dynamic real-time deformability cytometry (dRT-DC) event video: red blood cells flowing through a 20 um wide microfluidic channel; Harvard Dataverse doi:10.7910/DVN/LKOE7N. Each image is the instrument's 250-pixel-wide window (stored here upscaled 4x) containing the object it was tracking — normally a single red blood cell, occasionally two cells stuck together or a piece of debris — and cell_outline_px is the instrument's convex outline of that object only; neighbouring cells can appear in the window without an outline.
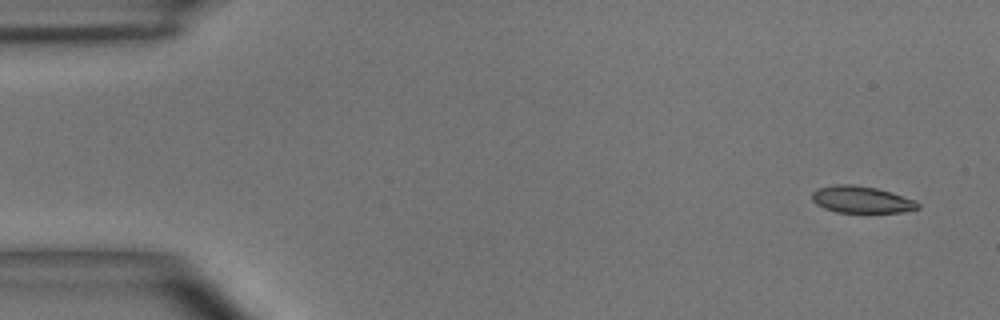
{"species": "common noctule bat (a hibernating species)", "species_latin": "Nyctalus noctula", "temperature_condition": "room temperature", "stored_images_in_passage": 5, "camera_frame_rate_fps": 3000, "um_per_image_px": 0.085, "animal": {"sex": "male", "body_mass_g": 15.6}, "frame": {"image": 1, "passage_image": 1, "time_ms": 0.0, "image_size_px": [1000, 320], "cell_outline_px": [[920, 208], [900, 212], [836, 212], [824, 208], [816, 204], [812, 200], [812, 192], [820, 188], [836, 184], [852, 184], [876, 188], [912, 200], [920, 204]], "centroid_in_image_um": [73.17, 16.97], "position_along_channel_um": 11.8, "area_um2": 16.18}}
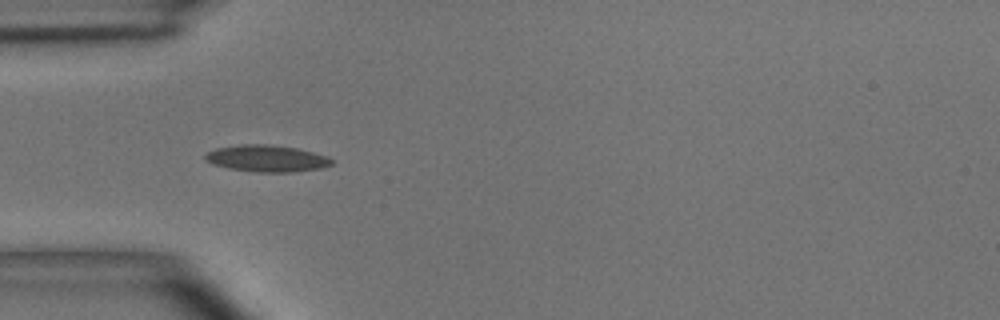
{"frame": {"image": 2, "passage_image": 4, "time_ms": 4.333, "image_size_px": [1000, 320], "cell_outline_px": [[332, 164], [320, 168], [292, 172], [260, 172], [228, 168], [212, 164], [204, 160], [204, 156], [208, 152], [216, 148], [244, 144], [268, 144], [296, 148], [328, 156], [332, 160]], "centroid_in_image_um": [22.65, 13.46], "position_along_channel_um": 62.3, "area_um2": 19.54}}
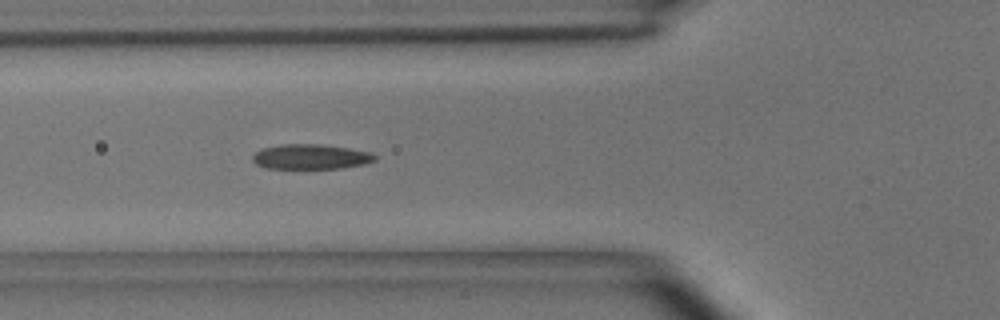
{"frame": {"image": 3, "passage_image": 5, "time_ms": 5.333, "image_size_px": [1000, 320], "cell_outline_px": [[376, 160], [364, 164], [340, 168], [264, 168], [256, 164], [252, 160], [252, 156], [260, 148], [280, 144], [320, 144], [348, 148], [372, 152], [376, 156]], "centroid_in_image_um": [26.39, 13.31], "position_along_channel_um": 99.4, "area_um2": 17.86}}